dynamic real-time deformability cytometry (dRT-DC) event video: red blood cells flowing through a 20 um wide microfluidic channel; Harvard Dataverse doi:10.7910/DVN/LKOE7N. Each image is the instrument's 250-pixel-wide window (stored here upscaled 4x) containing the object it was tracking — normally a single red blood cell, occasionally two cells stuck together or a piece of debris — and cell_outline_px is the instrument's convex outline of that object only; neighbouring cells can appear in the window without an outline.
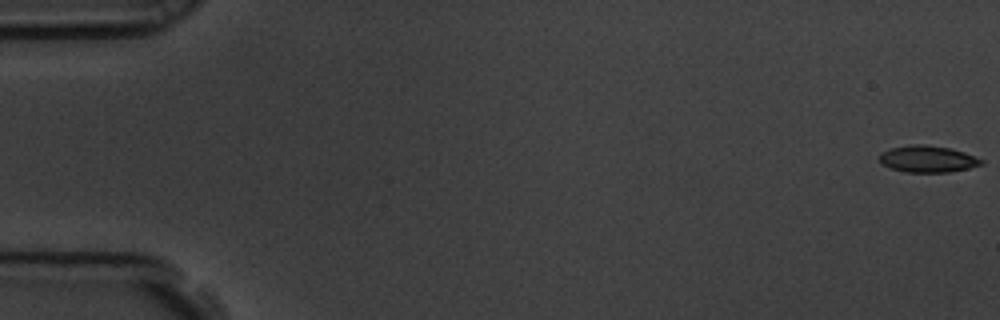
{"species": "common noctule bat (a hibernating species)", "species_latin": "Nyctalus noctula", "temperature_condition": "room temperature", "stored_images_in_passage": 4, "camera_frame_rate_fps": 3000, "um_per_image_px": 0.085, "animal": {"sex": "male", "body_mass_g": 19.5, "forearm_length_mm": 54.6}, "frame": {"image": 1, "passage_image": 1, "time_ms": 0.0, "image_size_px": [1000, 320], "cell_outline_px": [[984, 164], [968, 168], [948, 172], [904, 172], [888, 168], [880, 160], [880, 152], [892, 148], [912, 144], [924, 144], [952, 148], [964, 152], [984, 160]], "centroid_in_image_um": [78.86, 13.51], "position_along_channel_um": 6.1, "area_um2": 15.9}}